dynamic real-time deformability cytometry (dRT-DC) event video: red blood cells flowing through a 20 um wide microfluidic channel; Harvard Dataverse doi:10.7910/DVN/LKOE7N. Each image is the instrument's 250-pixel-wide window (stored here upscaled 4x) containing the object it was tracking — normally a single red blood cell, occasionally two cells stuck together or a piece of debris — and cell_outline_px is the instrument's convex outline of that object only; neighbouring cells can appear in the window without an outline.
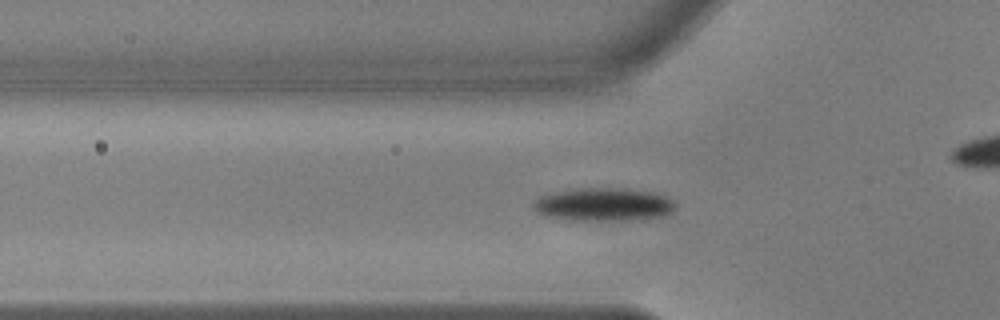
{"species": "common noctule bat (a hibernating species)", "species_latin": "Nyctalus noctula", "temperature_condition": "warm", "stored_images_in_passage": 54, "camera_frame_rate_fps": 3000, "um_per_image_px": 0.085, "animal": {"sex": "male", "body_mass_g": 17.9, "forearm_length_mm": 54.2}, "frame": {"image": 1, "passage_image": 16, "time_ms": 5.0, "image_size_px": [1000, 320], "cell_outline_px": [[672, 212], [664, 216], [640, 220], [560, 220], [544, 216], [536, 212], [532, 204], [540, 196], [552, 192], [572, 188], [616, 188], [648, 192], [664, 196], [672, 200]], "centroid_in_image_um": [51.2, 17.4], "position_along_channel_um": 74.6, "area_um2": 27.51}}
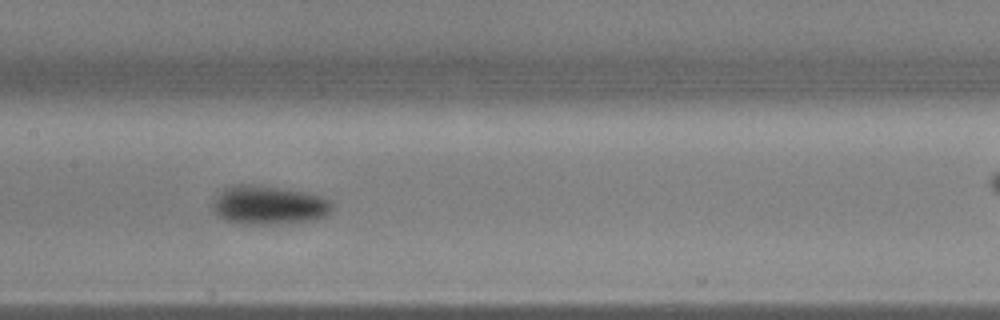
{"frame": {"image": 2, "passage_image": 25, "time_ms": 8.0, "image_size_px": [1000, 320], "cell_outline_px": [[336, 208], [332, 212], [316, 220], [280, 224], [232, 224], [216, 216], [212, 208], [212, 204], [216, 196], [224, 188], [236, 184], [252, 184], [308, 192], [324, 196]], "centroid_in_image_um": [22.85, 17.45], "position_along_channel_um": 184.5, "area_um2": 27.74}}
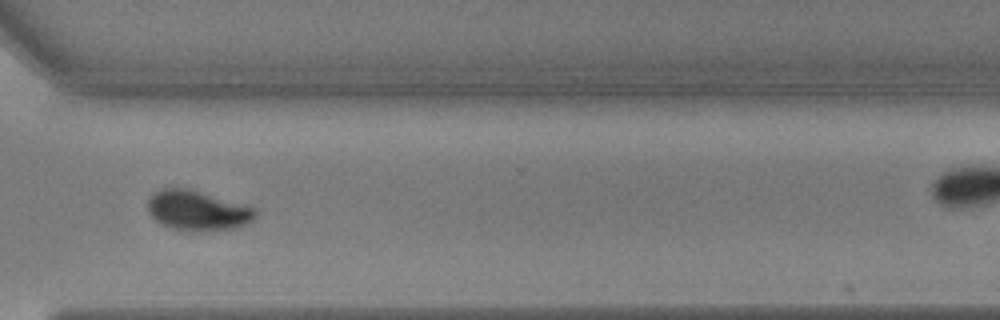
{"frame": {"image": 3, "passage_image": 39, "time_ms": 12.667, "image_size_px": [1000, 320], "cell_outline_px": [[256, 216], [248, 224], [236, 228], [200, 232], [188, 232], [168, 228], [160, 224], [148, 212], [148, 200], [156, 192], [164, 188], [192, 188], [244, 204], [256, 208]], "centroid_in_image_um": [16.81, 17.91], "position_along_channel_um": 353.8, "area_um2": 25.61}}